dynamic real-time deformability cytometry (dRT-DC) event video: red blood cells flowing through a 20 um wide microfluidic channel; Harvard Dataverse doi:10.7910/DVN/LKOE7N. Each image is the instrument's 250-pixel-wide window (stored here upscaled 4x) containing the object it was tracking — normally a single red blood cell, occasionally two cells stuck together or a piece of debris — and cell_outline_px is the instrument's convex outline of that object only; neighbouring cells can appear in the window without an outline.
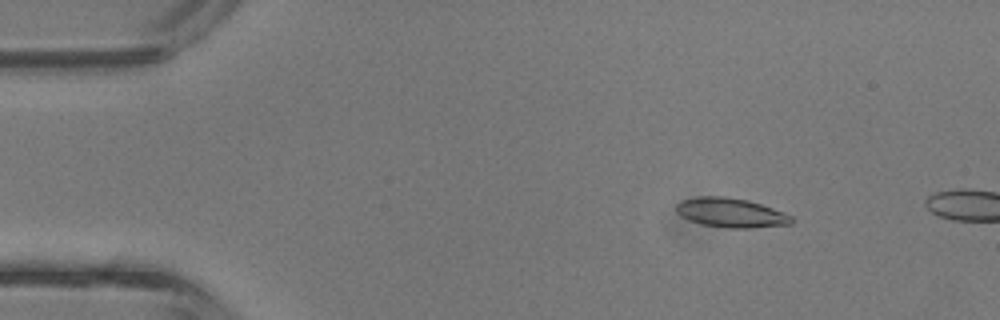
{"species": "common noctule bat (a hibernating species)", "species_latin": "Nyctalus noctula", "temperature_condition": "room temperature", "stored_images_in_passage": 8, "camera_frame_rate_fps": 3000, "um_per_image_px": 0.085, "animal": {"sex": "male", "body_mass_g": 13.3}, "frame": {"image": 1, "passage_image": 5, "time_ms": 1.333, "image_size_px": [1000, 320], "cell_outline_px": [[792, 224], [752, 228], [728, 228], [700, 224], [688, 220], [680, 216], [676, 212], [676, 204], [680, 200], [696, 196], [724, 196], [748, 200], [784, 212], [792, 216]], "centroid_in_image_um": [62.08, 18.08], "position_along_channel_um": 22.9, "area_um2": 19.94}}